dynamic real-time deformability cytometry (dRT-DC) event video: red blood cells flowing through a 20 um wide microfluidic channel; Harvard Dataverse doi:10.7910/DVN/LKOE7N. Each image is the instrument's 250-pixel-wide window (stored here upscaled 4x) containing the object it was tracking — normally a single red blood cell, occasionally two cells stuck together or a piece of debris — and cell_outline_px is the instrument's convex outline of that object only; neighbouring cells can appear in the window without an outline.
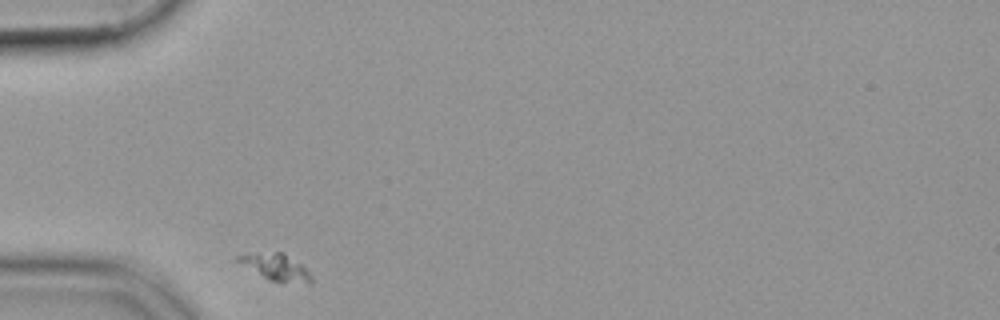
{"species": "common noctule bat (a hibernating species)", "species_latin": "Nyctalus noctula", "temperature_condition": "cold", "stored_images_in_passage": 32, "camera_frame_rate_fps": 3000, "um_per_image_px": 0.085, "animal": {"sex": "female", "body_mass_g": 19.9}, "frame": {"image": 1, "passage_image": 1, "time_ms": 0.0, "image_size_px": [1000, 320], "cell_outline_px": [[312, 284], [272, 280], [264, 276], [236, 260], [236, 256], [276, 252], [284, 252], [300, 264], [312, 276]], "centroid_in_image_um": [23.53, 22.7], "position_along_channel_um": 61.5, "area_um2": 10.58}}
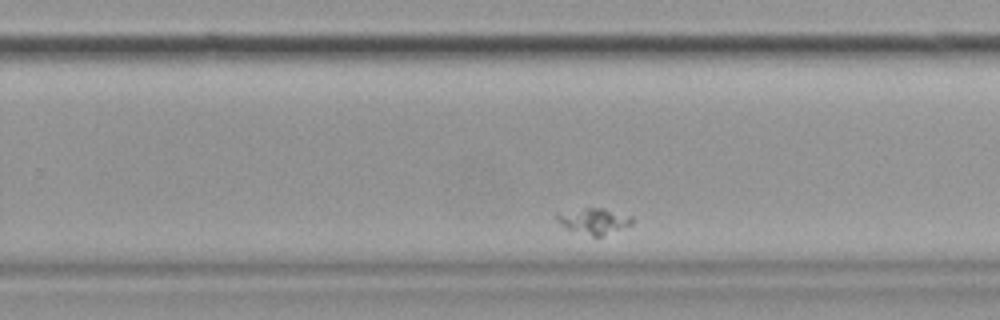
{"frame": {"image": 2, "passage_image": 23, "time_ms": 7.333, "image_size_px": [1000, 320], "cell_outline_px": [[636, 220], [632, 224], [600, 236], [592, 236], [568, 228], [560, 224], [556, 220], [556, 212], [584, 208], [604, 208], [632, 216]], "centroid_in_image_um": [50.49, 18.75], "position_along_channel_um": 279.3, "area_um2": 11.21}}
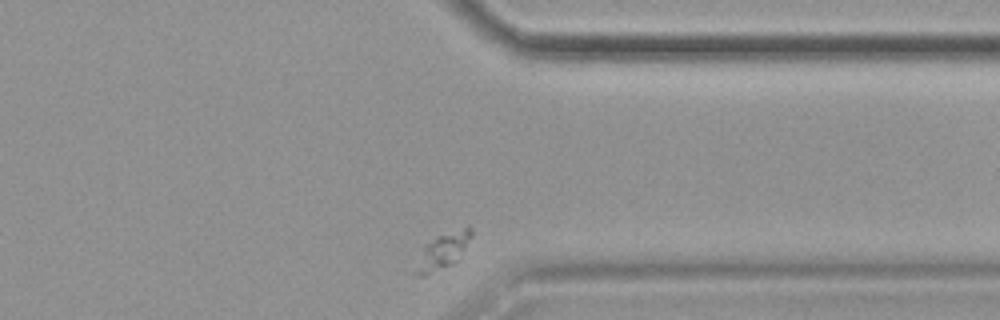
{"frame": {"image": 3, "passage_image": 32, "time_ms": 10.333, "image_size_px": [1000, 320], "cell_outline_px": [[472, 236], [460, 256], [452, 264], [424, 276], [416, 276], [416, 272], [424, 248], [428, 244], [440, 236], [468, 224], [472, 228]], "centroid_in_image_um": [37.74, 21.31], "position_along_channel_um": 373.7, "area_um2": 10.92}}